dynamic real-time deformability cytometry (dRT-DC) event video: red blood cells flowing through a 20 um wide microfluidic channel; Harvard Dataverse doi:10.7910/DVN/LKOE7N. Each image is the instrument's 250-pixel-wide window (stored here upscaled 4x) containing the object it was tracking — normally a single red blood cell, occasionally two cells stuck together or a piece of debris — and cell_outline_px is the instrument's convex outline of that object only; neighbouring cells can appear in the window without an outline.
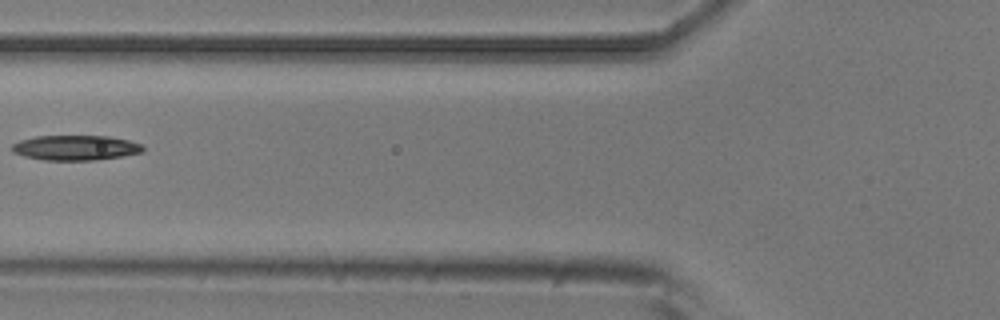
{"species": "common noctule bat (a hibernating species)", "species_latin": "Nyctalus noctula", "temperature_condition": "room temperature", "stored_images_in_passage": 6, "camera_frame_rate_fps": 3000, "um_per_image_px": 0.085, "animal": {"sex": "male", "body_mass_g": 20.5, "forearm_length_mm": 52.5}, "frame": {"image": 1, "passage_image": 6, "time_ms": 1.667, "image_size_px": [1000, 320], "cell_outline_px": [[144, 152], [124, 156], [92, 160], [44, 160], [24, 156], [12, 152], [12, 144], [20, 140], [36, 136], [108, 136], [128, 140], [140, 144], [144, 148]], "centroid_in_image_um": [6.42, 12.56], "position_along_channel_um": 119.4, "area_um2": 19.07}}